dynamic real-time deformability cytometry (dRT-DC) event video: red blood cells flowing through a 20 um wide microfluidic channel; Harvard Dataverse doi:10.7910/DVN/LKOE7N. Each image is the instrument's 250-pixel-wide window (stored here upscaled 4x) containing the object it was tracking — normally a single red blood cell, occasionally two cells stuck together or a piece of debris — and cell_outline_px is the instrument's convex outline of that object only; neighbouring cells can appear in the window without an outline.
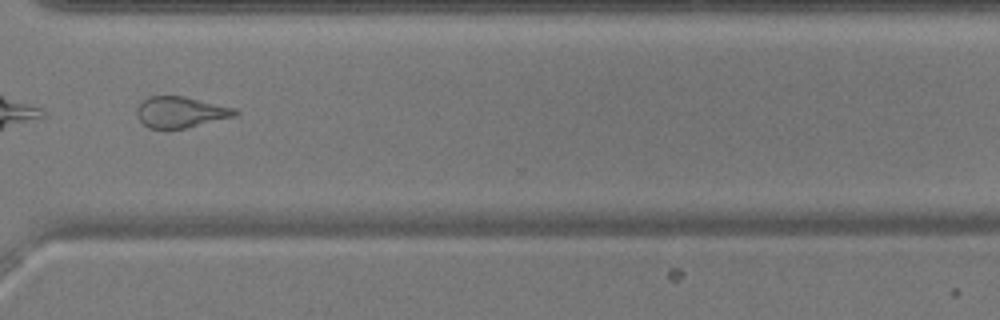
{"species": "common noctule bat (a hibernating species)", "species_latin": "Nyctalus noctula", "temperature_condition": "warm", "stored_images_in_passage": 33, "camera_frame_rate_fps": 3000, "um_per_image_px": 0.085, "animal": {"sex": "male", "body_mass_g": 17.9, "forearm_length_mm": 54.2}, "frame": {"image": 1, "passage_image": 24, "time_ms": 7.667, "image_size_px": [1000, 320], "cell_outline_px": [[240, 112], [236, 116], [184, 128], [148, 128], [136, 116], [136, 108], [148, 96], [184, 96], [236, 108]], "centroid_in_image_um": [15.36, 9.52], "position_along_channel_um": 355.2, "area_um2": 17.69}}